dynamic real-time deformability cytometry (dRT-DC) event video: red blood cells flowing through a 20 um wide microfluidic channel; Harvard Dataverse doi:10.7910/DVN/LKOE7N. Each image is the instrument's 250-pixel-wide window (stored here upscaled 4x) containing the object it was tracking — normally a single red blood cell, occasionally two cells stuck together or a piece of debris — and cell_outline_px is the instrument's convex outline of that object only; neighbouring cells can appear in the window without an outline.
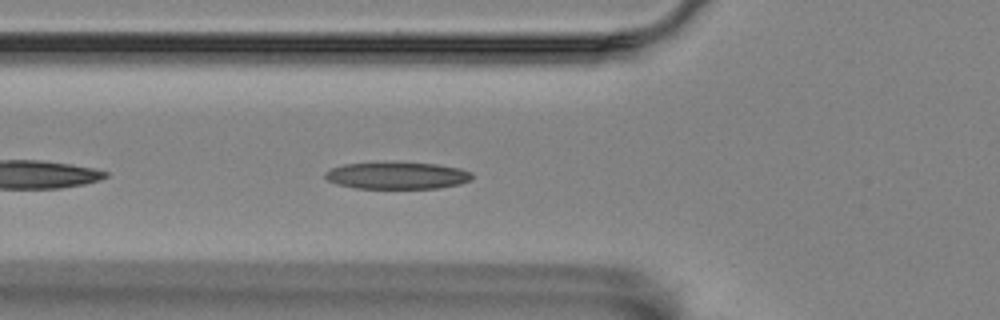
{"species": "Egyptian fruit bat (a non-hibernating species)", "species_latin": "Rousettus aegyptiacus", "temperature_condition": "room temperature", "stored_images_in_passage": 4, "camera_frame_rate_fps": 3000, "um_per_image_px": 0.085, "animal": {"sex": "female"}, "frame": {"image": 1, "passage_image": 4, "time_ms": 1.0, "image_size_px": [1000, 320], "cell_outline_px": [[472, 180], [460, 184], [440, 188], [356, 188], [336, 184], [328, 180], [324, 176], [324, 172], [332, 168], [344, 164], [436, 164], [460, 168], [472, 172]], "centroid_in_image_um": [33.79, 14.95], "position_along_channel_um": 92.0, "area_um2": 22.54}}